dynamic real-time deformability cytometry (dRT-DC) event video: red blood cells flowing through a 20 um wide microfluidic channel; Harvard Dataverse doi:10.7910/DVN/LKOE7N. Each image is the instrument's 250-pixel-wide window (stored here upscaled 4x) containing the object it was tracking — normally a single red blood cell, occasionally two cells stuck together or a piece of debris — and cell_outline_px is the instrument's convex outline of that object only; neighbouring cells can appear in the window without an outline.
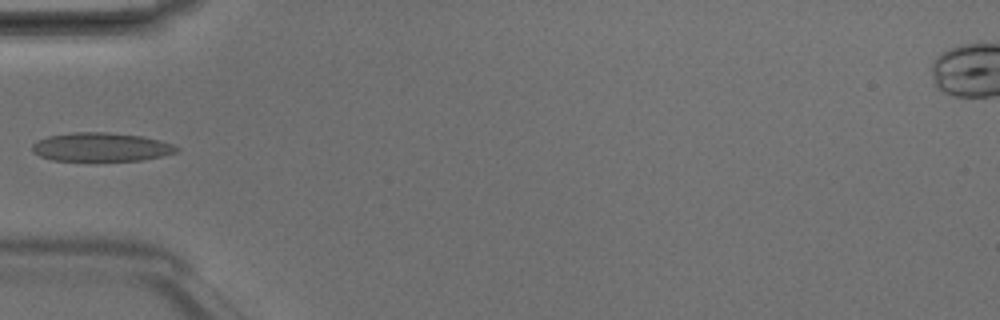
{"species": "Egyptian fruit bat (a non-hibernating species)", "species_latin": "Rousettus aegyptiacus", "temperature_condition": "room temperature", "stored_images_in_passage": 4, "camera_frame_rate_fps": 3000, "um_per_image_px": 0.085, "animal": {"sex": "male"}, "frame": {"image": 1, "passage_image": 4, "time_ms": 1.0, "image_size_px": [1000, 320], "cell_outline_px": [[180, 148], [176, 152], [160, 156], [140, 160], [52, 160], [40, 156], [32, 152], [32, 144], [36, 140], [48, 136], [72, 132], [108, 132], [144, 136], [160, 140], [172, 144]], "centroid_in_image_um": [8.56, 12.48], "position_along_channel_um": 76.4, "area_um2": 24.1}}